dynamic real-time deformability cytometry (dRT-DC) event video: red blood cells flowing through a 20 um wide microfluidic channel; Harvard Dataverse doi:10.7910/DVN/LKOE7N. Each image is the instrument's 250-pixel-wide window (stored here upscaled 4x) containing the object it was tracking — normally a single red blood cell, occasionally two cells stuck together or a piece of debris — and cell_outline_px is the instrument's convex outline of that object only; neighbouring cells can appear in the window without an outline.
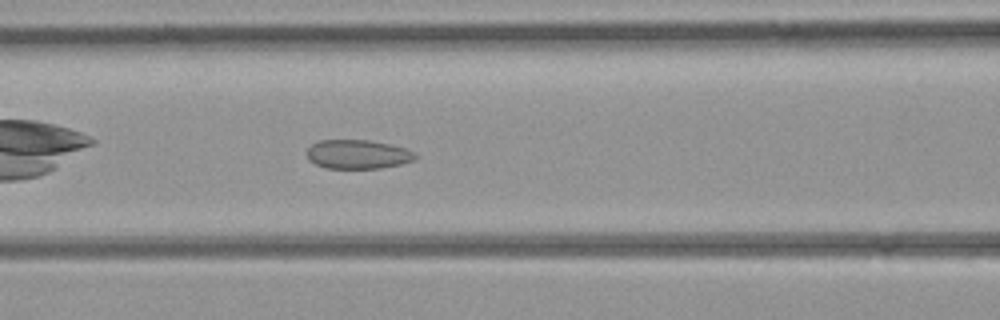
{"species": "common noctule bat (a hibernating species)", "species_latin": "Nyctalus noctula", "temperature_condition": "room temperature", "stored_images_in_passage": 31, "segment_of_instrument_passage": [1, 2], "camera_frame_rate_fps": 3000, "um_per_image_px": 0.085, "animal": {"sex": "female", "body_mass_g": 21.9}, "frame": {"image": 1, "passage_image": 5, "time_ms": 1.333, "image_size_px": [1000, 320], "cell_outline_px": [[416, 156], [412, 160], [400, 164], [380, 168], [324, 168], [308, 160], [308, 148], [312, 144], [320, 140], [368, 140], [388, 144], [404, 148], [416, 152]], "centroid_in_image_um": [30.39, 13.11], "position_along_channel_um": 136.2, "area_um2": 18.15}}
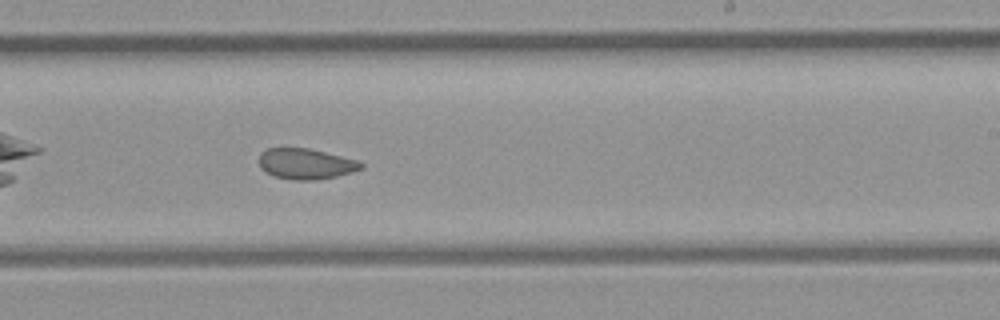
{"frame": {"image": 2, "passage_image": 13, "time_ms": 4.0, "image_size_px": [1000, 320], "cell_outline_px": [[364, 168], [352, 172], [336, 176], [316, 180], [292, 180], [276, 176], [260, 168], [260, 152], [268, 148], [308, 148], [360, 160], [364, 164]], "centroid_in_image_um": [26.04, 13.92], "position_along_channel_um": 263.0, "area_um2": 18.26}}
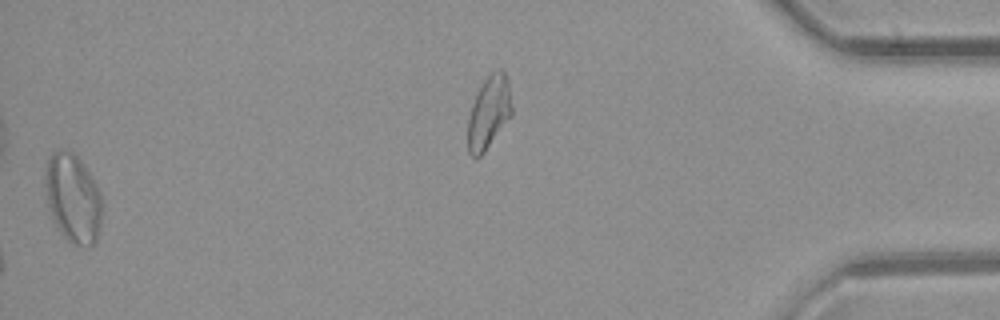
{"frame": {"image": 3, "passage_image": 30, "time_ms": 9.667, "image_size_px": [1000, 320], "cell_outline_px": [[100, 228], [96, 240], [92, 244], [72, 244], [64, 236], [56, 224], [52, 216], [48, 204], [44, 184], [44, 172], [48, 160], [52, 152], [64, 148], [72, 152], [80, 160], [88, 172], [100, 192]], "centroid_in_image_um": [6.16, 16.8], "position_along_channel_um": 429.0, "area_um2": 28.84}}